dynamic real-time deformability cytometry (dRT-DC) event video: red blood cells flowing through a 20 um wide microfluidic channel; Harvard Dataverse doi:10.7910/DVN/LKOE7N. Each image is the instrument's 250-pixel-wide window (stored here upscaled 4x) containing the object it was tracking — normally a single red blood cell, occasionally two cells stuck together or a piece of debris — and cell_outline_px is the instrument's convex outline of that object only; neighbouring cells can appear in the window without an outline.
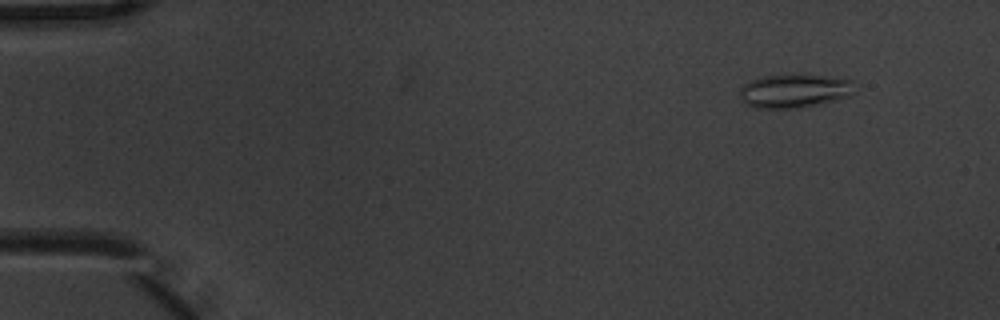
{"species": "common noctule bat (a hibernating species)", "species_latin": "Nyctalus noctula", "temperature_condition": "warm", "stored_images_in_passage": 5, "camera_frame_rate_fps": 3000, "um_per_image_px": 0.085, "animal": {"sex": "male", "body_mass_g": 20.1, "forearm_length_mm": 53.5}, "frame": {"image": 1, "passage_image": 2, "time_ms": 0.333, "image_size_px": [1000, 320], "cell_outline_px": [[852, 92], [848, 96], [836, 100], [820, 104], [800, 108], [756, 108], [744, 104], [740, 100], [740, 88], [744, 84], [752, 80], [768, 76], [796, 72], [800, 72], [852, 80]], "centroid_in_image_um": [67.48, 7.71], "position_along_channel_um": 17.5, "area_um2": 22.95}}
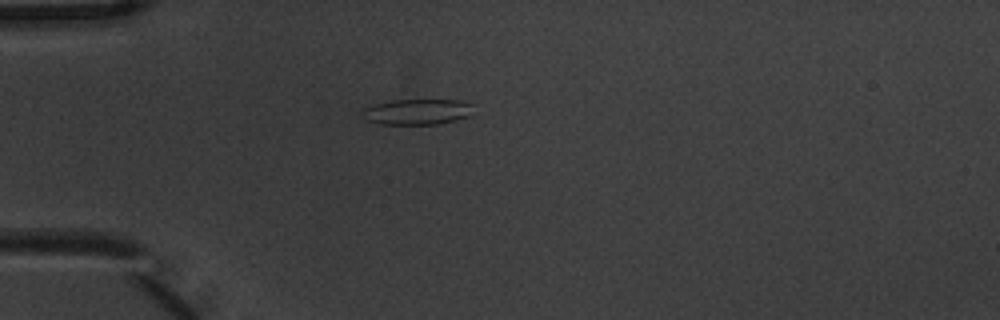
{"frame": {"image": 2, "passage_image": 5, "time_ms": 1.333, "image_size_px": [1000, 320], "cell_outline_px": [[472, 104], [468, 116], [456, 120], [440, 124], [380, 124], [368, 120], [360, 116], [360, 112], [364, 108], [376, 104], [392, 100], [460, 100]], "centroid_in_image_um": [35.41, 9.5], "position_along_channel_um": 49.6, "area_um2": 16.53}}